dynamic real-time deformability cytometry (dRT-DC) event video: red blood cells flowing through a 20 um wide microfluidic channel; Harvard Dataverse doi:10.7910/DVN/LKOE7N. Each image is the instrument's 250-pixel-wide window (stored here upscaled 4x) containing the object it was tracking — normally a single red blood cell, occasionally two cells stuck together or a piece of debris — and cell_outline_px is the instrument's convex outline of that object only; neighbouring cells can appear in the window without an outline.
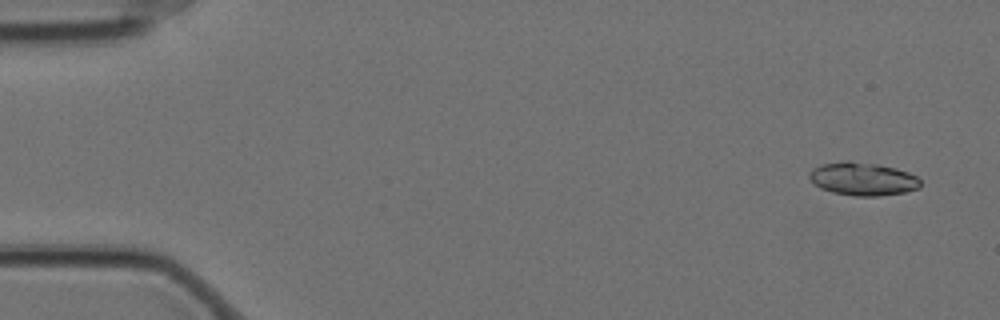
{"species": "Egyptian fruit bat (a non-hibernating species)", "species_latin": "Rousettus aegyptiacus", "temperature_condition": "cold", "stored_images_in_passage": 4, "camera_frame_rate_fps": 3000, "um_per_image_px": 0.085, "animal": {"sex": "female"}, "frame": {"image": 1, "passage_image": 1, "time_ms": 0.0, "image_size_px": [1000, 320], "cell_outline_px": [[920, 188], [904, 192], [880, 196], [856, 196], [832, 192], [820, 188], [812, 184], [808, 176], [808, 172], [812, 168], [820, 164], [844, 160], [848, 160], [876, 164], [896, 168], [908, 172], [916, 176], [920, 180]], "centroid_in_image_um": [73.28, 15.2], "position_along_channel_um": 11.7, "area_um2": 21.73}}
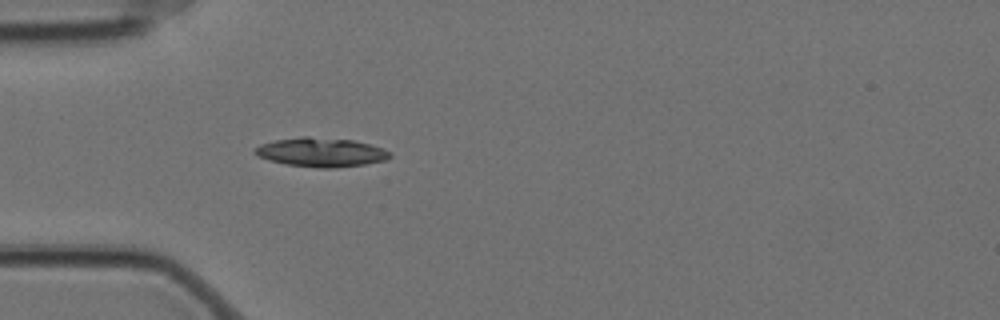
{"frame": {"image": 2, "passage_image": 4, "time_ms": 1.0, "image_size_px": [1000, 320], "cell_outline_px": [[392, 156], [384, 160], [364, 164], [336, 168], [316, 168], [284, 164], [268, 160], [256, 156], [252, 152], [260, 144], [276, 140], [300, 136], [308, 136], [352, 140], [384, 148], [392, 152]], "centroid_in_image_um": [27.27, 12.94], "position_along_channel_um": 57.7, "area_um2": 23.06}}